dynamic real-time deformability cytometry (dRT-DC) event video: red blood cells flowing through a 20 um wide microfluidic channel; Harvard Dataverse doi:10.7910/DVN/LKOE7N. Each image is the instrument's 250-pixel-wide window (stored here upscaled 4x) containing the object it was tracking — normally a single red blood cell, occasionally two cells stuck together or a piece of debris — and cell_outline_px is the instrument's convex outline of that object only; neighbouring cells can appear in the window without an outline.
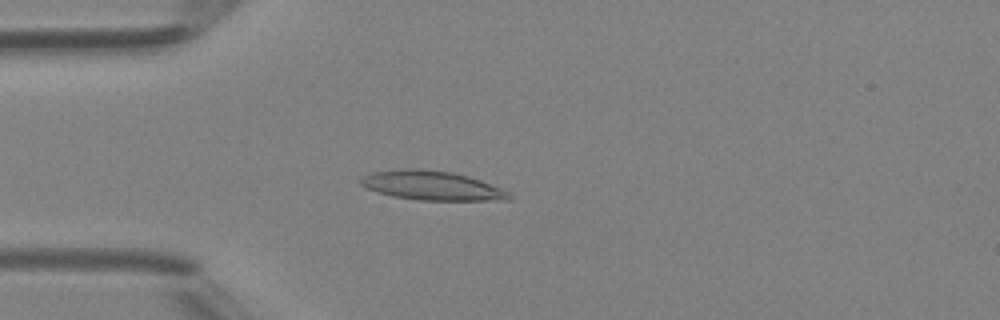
{"species": "Egyptian fruit bat (a non-hibernating species)", "species_latin": "Rousettus aegyptiacus", "temperature_condition": "room temperature", "stored_images_in_passage": 45, "camera_frame_rate_fps": 3000, "um_per_image_px": 0.085, "animal": {"sex": "female"}, "frame": {"image": 1, "passage_image": 11, "time_ms": 3.333, "image_size_px": [1000, 320], "cell_outline_px": [[512, 200], [420, 200], [392, 196], [368, 188], [360, 184], [360, 180], [364, 176], [372, 172], [400, 168], [420, 168], [452, 172], [468, 176], [480, 180], [512, 192]], "centroid_in_image_um": [36.76, 15.76], "position_along_channel_um": 48.2, "area_um2": 25.32}}
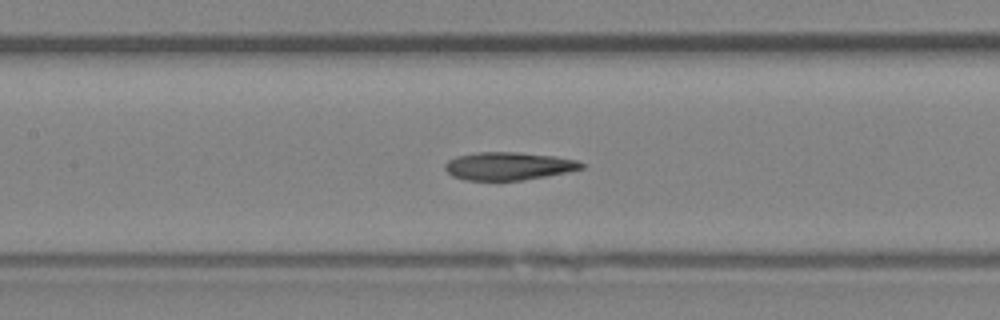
{"frame": {"image": 2, "passage_image": 20, "time_ms": 6.333, "image_size_px": [1000, 320], "cell_outline_px": [[584, 168], [568, 172], [520, 180], [464, 180], [452, 176], [444, 168], [444, 164], [448, 160], [456, 156], [476, 152], [520, 152], [556, 156], [576, 160], [584, 164]], "centroid_in_image_um": [43.2, 14.1], "position_along_channel_um": 164.2, "area_um2": 22.25}}
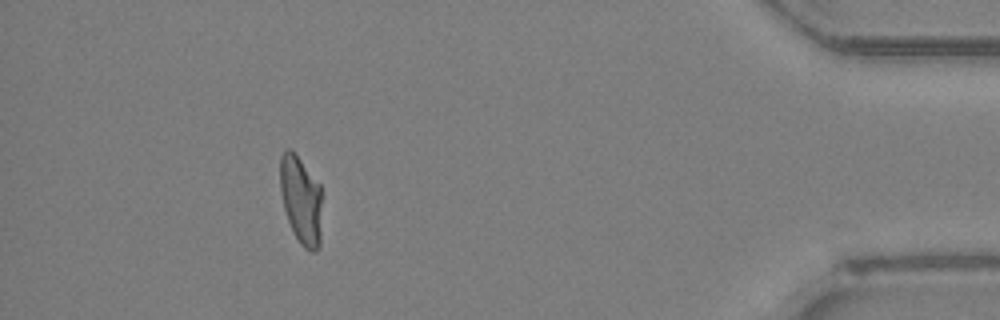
{"frame": {"image": 3, "passage_image": 41, "time_ms": 13.333, "image_size_px": [1000, 320], "cell_outline_px": [[320, 244], [316, 252], [312, 252], [304, 248], [300, 244], [288, 220], [284, 208], [280, 192], [280, 156], [288, 148], [300, 160], [320, 184]], "centroid_in_image_um": [25.57, 17.02], "position_along_channel_um": 409.6, "area_um2": 21.1}, "authors_computed_cell_mechanics": {"area_um2": 22.7732, "velocity_mm_per_s": 4.3376, "shape_relaxation_time_tau1_ms": null, "shape_relaxation_time_tau2_ms": 2.0464, "deformation_change_tau1": null, "deformation_change_tau2": 0.0902}}